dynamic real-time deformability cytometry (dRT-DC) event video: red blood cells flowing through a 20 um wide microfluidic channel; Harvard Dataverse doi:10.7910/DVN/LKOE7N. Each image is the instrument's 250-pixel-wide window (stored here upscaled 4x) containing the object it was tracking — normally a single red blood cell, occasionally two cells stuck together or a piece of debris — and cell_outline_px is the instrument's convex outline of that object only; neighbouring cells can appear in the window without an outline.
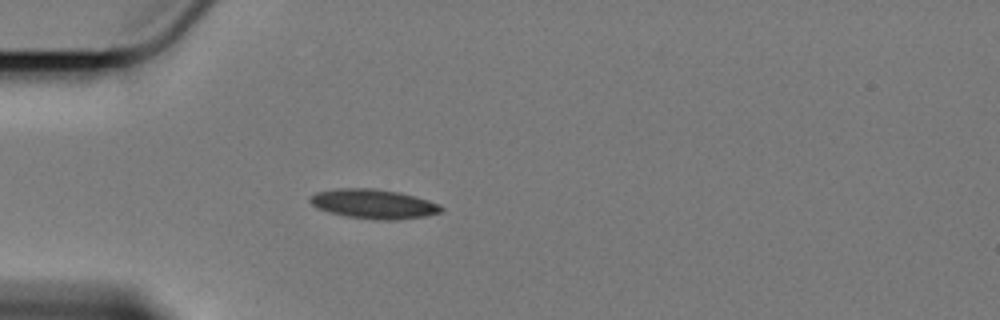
{"species": "Egyptian fruit bat (a non-hibernating species)", "species_latin": "Rousettus aegyptiacus", "temperature_condition": "cold", "stored_images_in_passage": 31, "camera_frame_rate_fps": 3000, "um_per_image_px": 0.085, "animal": {"sex": "female"}, "frame": {"image": 1, "passage_image": 1, "time_ms": 0.0, "image_size_px": [1000, 320], "cell_outline_px": [[444, 208], [440, 212], [424, 216], [396, 220], [376, 220], [348, 216], [328, 212], [316, 208], [308, 200], [308, 196], [316, 192], [336, 188], [372, 188], [400, 192], [416, 196], [440, 204]], "centroid_in_image_um": [31.73, 17.32], "position_along_channel_um": 53.3, "area_um2": 22.66}}
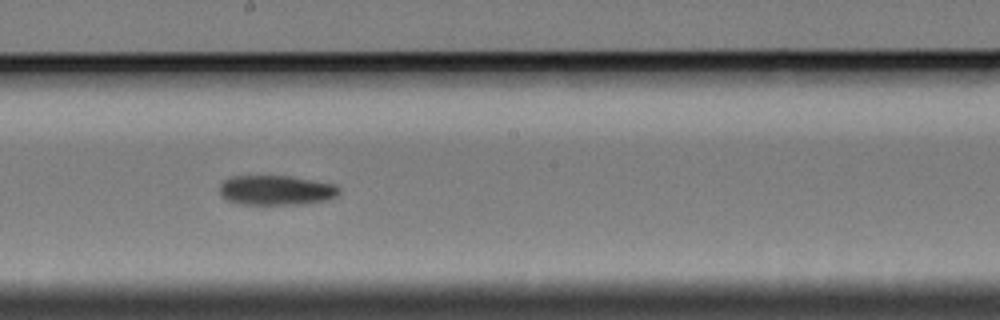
{"frame": {"image": 2, "passage_image": 17, "time_ms": 5.333, "image_size_px": [1000, 320], "cell_outline_px": [[340, 192], [336, 196], [328, 200], [304, 204], [240, 204], [228, 200], [220, 192], [220, 184], [224, 180], [232, 176], [288, 176], [336, 184], [340, 188]], "centroid_in_image_um": [23.51, 16.17], "position_along_channel_um": 224.7, "area_um2": 20.69}}
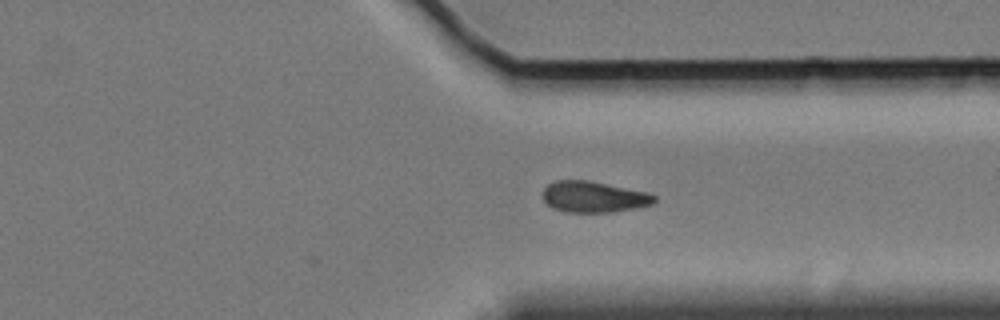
{"frame": {"image": 3, "passage_image": 29, "time_ms": 9.333, "image_size_px": [1000, 320], "cell_outline_px": [[656, 200], [652, 204], [636, 208], [612, 212], [564, 212], [552, 208], [544, 200], [544, 188], [548, 184], [556, 180], [588, 180], [648, 192], [656, 196]], "centroid_in_image_um": [50.48, 16.73], "position_along_channel_um": 360.9, "area_um2": 20.23}, "authors_computed_cell_mechanics": {"area_um2": 21.2126, "velocity_mm_per_s": 3.4061, "shape_relaxation_time_tau1_ms": 4.641, "shape_relaxation_time_tau2_ms": null, "deformation_change_tau1": 0.1226, "deformation_change_tau2": null}}